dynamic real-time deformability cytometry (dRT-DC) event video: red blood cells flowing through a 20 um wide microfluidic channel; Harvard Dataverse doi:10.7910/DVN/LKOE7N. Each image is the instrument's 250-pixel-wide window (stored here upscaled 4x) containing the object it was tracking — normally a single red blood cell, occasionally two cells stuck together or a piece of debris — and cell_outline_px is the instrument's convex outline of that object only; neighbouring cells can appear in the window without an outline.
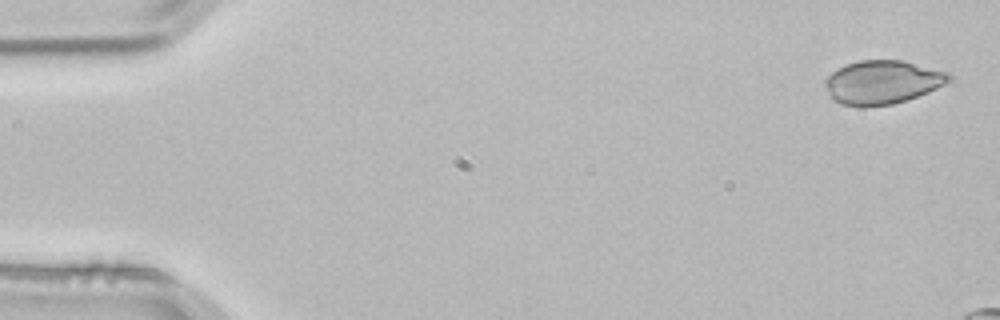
{"species": "common noctule bat (a hibernating species)", "species_latin": "Nyctalus noctula", "temperature_condition": "room temperature", "stored_images_in_passage": 3, "camera_frame_rate_fps": 3000, "um_per_image_px": 0.085, "animal": {"sex": "male", "body_mass_g": 21.5, "forearm_length_mm": 52.0}, "frame": {"image": 1, "passage_image": 1, "time_ms": 0.0, "image_size_px": [1000, 320], "cell_outline_px": [[952, 80], [928, 92], [908, 100], [892, 104], [864, 108], [860, 108], [840, 104], [832, 100], [824, 84], [824, 80], [832, 72], [844, 64], [860, 60], [904, 60], [948, 72], [952, 76]], "centroid_in_image_um": [74.98, 7.0], "position_along_channel_um": 10.0, "area_um2": 32.02}}